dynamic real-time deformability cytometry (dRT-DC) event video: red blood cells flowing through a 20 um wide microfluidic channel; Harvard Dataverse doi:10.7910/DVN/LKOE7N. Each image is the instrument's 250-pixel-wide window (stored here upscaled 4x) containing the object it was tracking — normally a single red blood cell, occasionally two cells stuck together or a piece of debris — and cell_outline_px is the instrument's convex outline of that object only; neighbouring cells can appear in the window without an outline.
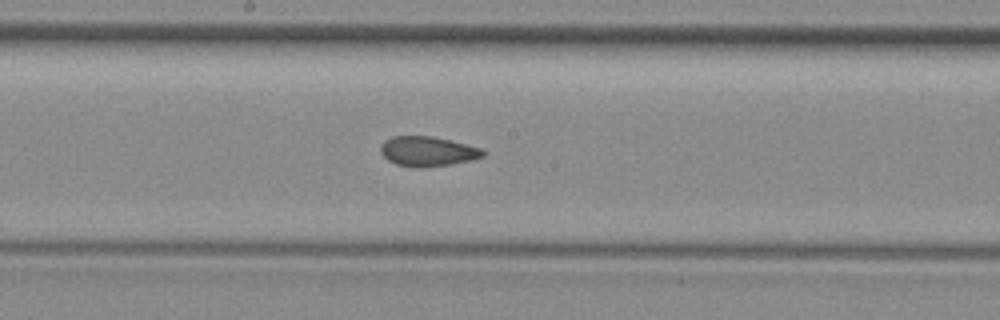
{"species": "common noctule bat (a hibernating species)", "species_latin": "Nyctalus noctula", "temperature_condition": "room temperature", "stored_images_in_passage": 23, "camera_frame_rate_fps": 3000, "um_per_image_px": 0.085, "animal": {"sex": "female", "body_mass_g": 29.2, "forearm_length_mm": 56.3}, "frame": {"image": 1, "passage_image": 8, "time_ms": 2.333, "image_size_px": [1000, 320], "cell_outline_px": [[484, 156], [472, 160], [448, 164], [420, 168], [412, 168], [396, 164], [388, 160], [380, 152], [380, 148], [384, 140], [392, 136], [432, 136], [480, 148], [484, 152]], "centroid_in_image_um": [36.29, 12.87], "position_along_channel_um": 211.9, "area_um2": 17.63}}
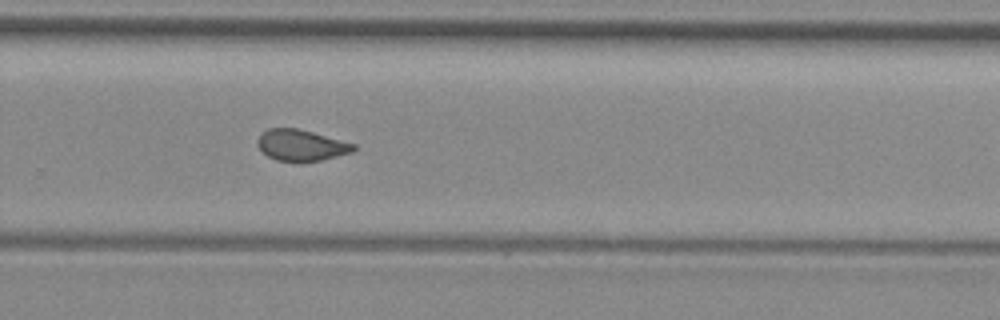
{"frame": {"image": 2, "passage_image": 15, "time_ms": 4.667, "image_size_px": [1000, 320], "cell_outline_px": [[356, 148], [352, 152], [320, 160], [276, 160], [268, 156], [256, 144], [256, 140], [268, 128], [296, 128], [312, 132], [356, 144]], "centroid_in_image_um": [25.6, 12.32], "position_along_channel_um": 304.2, "area_um2": 16.99}}
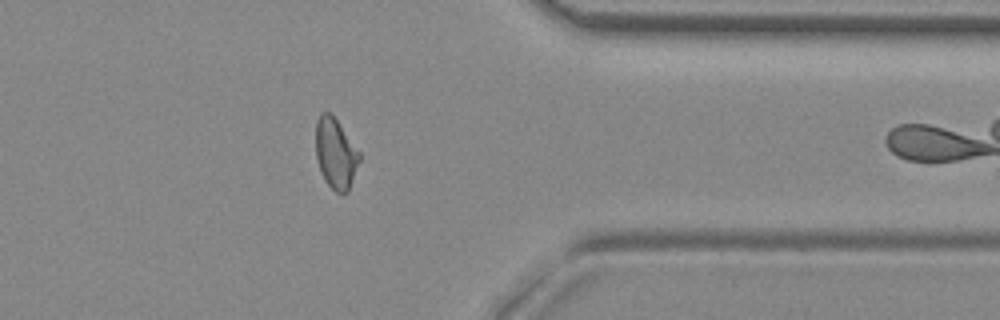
{"frame": {"image": 3, "passage_image": 22, "time_ms": 7.0, "image_size_px": [1000, 320], "cell_outline_px": [[360, 160], [348, 192], [336, 192], [324, 180], [320, 172], [316, 156], [316, 120], [320, 112], [328, 112], [336, 120], [360, 152]], "centroid_in_image_um": [28.51, 13.05], "position_along_channel_um": 382.9, "area_um2": 17.74}}